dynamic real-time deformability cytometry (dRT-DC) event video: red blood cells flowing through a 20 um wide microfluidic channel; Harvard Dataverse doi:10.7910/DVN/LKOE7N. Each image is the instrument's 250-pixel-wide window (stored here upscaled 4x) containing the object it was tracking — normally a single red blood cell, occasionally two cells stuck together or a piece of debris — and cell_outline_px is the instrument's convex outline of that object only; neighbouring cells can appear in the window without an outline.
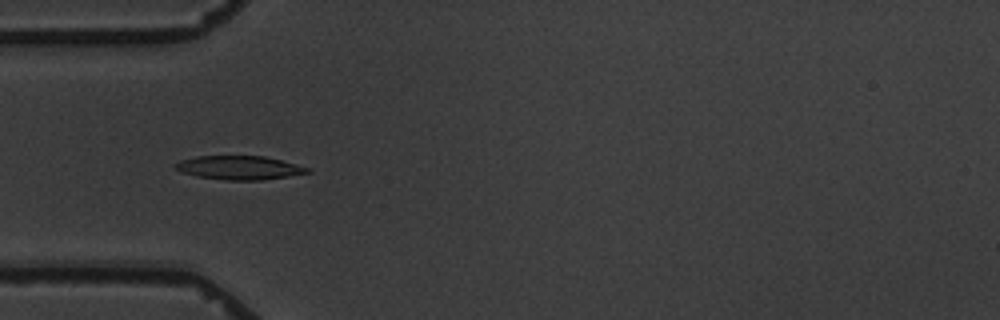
{"species": "common noctule bat (a hibernating species)", "species_latin": "Nyctalus noctula", "temperature_condition": "warm", "stored_images_in_passage": 6, "camera_frame_rate_fps": 3000, "um_per_image_px": 0.085, "animal": {"sex": "male", "body_mass_g": 19.5, "forearm_length_mm": 54.6}, "frame": {"image": 1, "passage_image": 5, "time_ms": 5.0, "image_size_px": [1000, 320], "cell_outline_px": [[312, 172], [264, 180], [224, 180], [196, 176], [180, 172], [172, 164], [180, 160], [196, 156], [264, 156], [312, 168]], "centroid_in_image_um": [20.33, 14.26], "position_along_channel_um": 64.7, "area_um2": 18.44}}
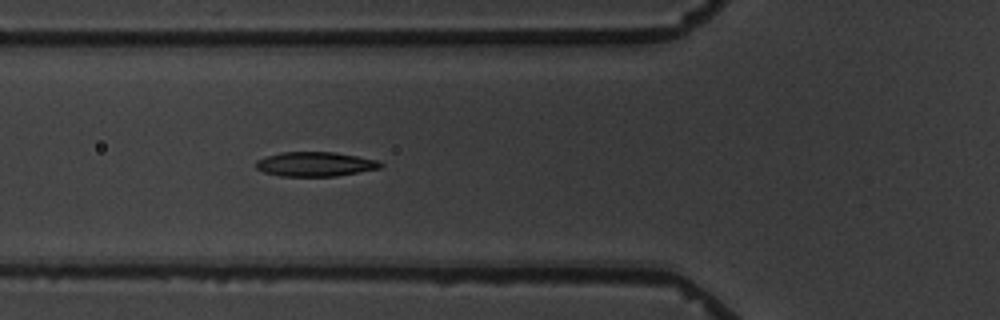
{"frame": {"image": 2, "passage_image": 6, "time_ms": 6.0, "image_size_px": [1000, 320], "cell_outline_px": [[384, 164], [380, 168], [336, 176], [280, 176], [264, 172], [256, 168], [256, 160], [280, 152], [332, 152], [356, 156], [376, 160]], "centroid_in_image_um": [26.77, 13.95], "position_along_channel_um": 99.0, "area_um2": 17.57}}